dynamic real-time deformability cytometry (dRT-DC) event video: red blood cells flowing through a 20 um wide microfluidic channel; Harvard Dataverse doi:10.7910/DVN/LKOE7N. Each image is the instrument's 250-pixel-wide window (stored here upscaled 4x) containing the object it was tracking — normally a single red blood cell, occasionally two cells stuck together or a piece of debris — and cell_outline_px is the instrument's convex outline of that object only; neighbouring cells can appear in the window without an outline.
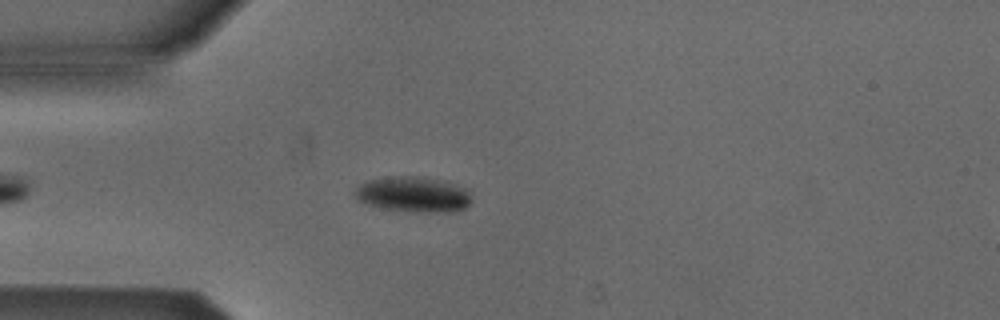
{"species": "Egyptian fruit bat (a non-hibernating species)", "species_latin": "Rousettus aegyptiacus", "temperature_condition": "cold", "stored_images_in_passage": 2, "camera_frame_rate_fps": 3000, "um_per_image_px": 0.085, "animal": {"sex": "male"}, "frame": {"image": 1, "passage_image": 2, "time_ms": 1.0, "image_size_px": [1000, 320], "cell_outline_px": [[472, 204], [456, 212], [420, 212], [384, 208], [364, 204], [356, 200], [352, 192], [360, 184], [368, 180], [400, 176], [424, 176], [444, 180], [468, 188], [472, 200]], "centroid_in_image_um": [35.17, 16.52], "position_along_channel_um": 49.8, "area_um2": 24.62}}